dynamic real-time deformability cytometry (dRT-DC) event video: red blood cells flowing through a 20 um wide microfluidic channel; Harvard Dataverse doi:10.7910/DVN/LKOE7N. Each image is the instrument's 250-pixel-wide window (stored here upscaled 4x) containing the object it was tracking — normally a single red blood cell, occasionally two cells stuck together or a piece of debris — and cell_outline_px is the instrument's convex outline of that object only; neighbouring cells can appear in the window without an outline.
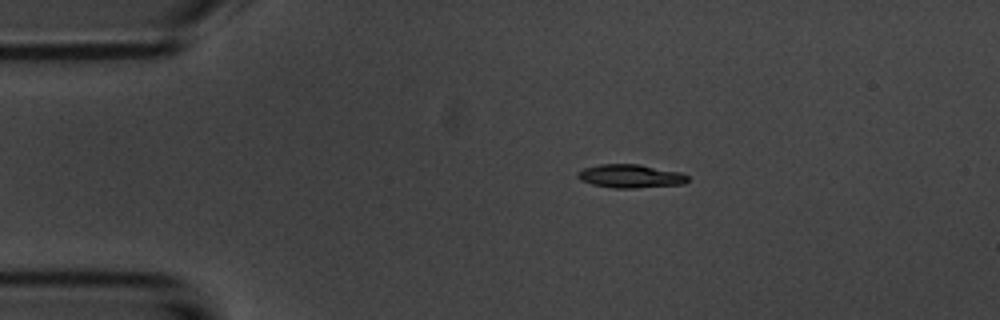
{"species": "common noctule bat (a hibernating species)", "species_latin": "Nyctalus noctula", "temperature_condition": "room temperature", "stored_images_in_passage": 3, "camera_frame_rate_fps": 3000, "um_per_image_px": 0.085, "animal": {"sex": "male", "body_mass_g": 20.1, "forearm_length_mm": 53.5}, "frame": {"image": 1, "passage_image": 1, "time_ms": 0.0, "image_size_px": [1000, 320], "cell_outline_px": [[688, 180], [684, 184], [636, 188], [612, 188], [592, 184], [580, 180], [576, 176], [576, 172], [584, 168], [600, 164], [640, 164], [680, 172], [688, 176]], "centroid_in_image_um": [53.57, 14.97], "position_along_channel_um": 31.4, "area_um2": 15.14}}
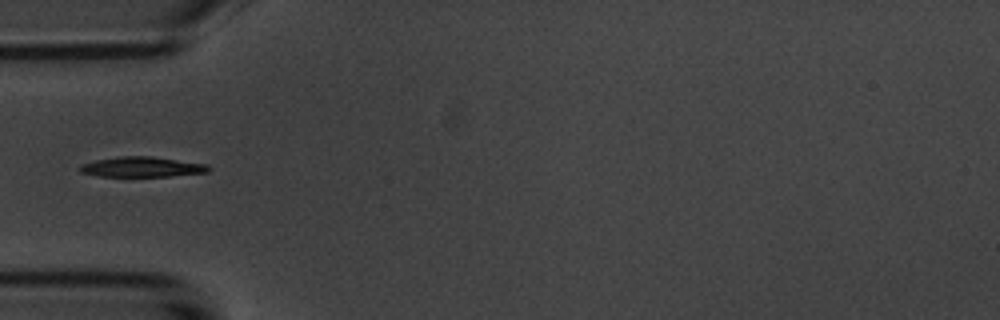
{"frame": {"image": 2, "passage_image": 3, "time_ms": 2.333, "image_size_px": [1000, 320], "cell_outline_px": [[212, 168], [208, 172], [168, 176], [100, 176], [80, 172], [80, 164], [96, 160], [120, 156], [152, 156], [208, 164]], "centroid_in_image_um": [12.1, 14.18], "position_along_channel_um": 72.9, "area_um2": 15.09}}